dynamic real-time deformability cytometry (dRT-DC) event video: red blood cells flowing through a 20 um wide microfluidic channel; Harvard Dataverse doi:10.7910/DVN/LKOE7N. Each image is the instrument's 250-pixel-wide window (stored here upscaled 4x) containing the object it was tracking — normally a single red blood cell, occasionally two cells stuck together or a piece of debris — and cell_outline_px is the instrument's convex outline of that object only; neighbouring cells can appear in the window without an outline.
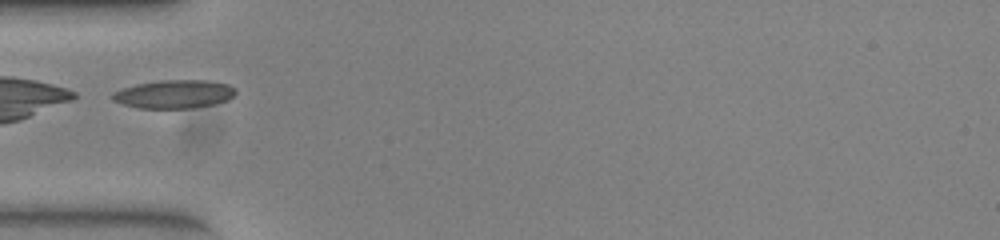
{"species": "common noctule bat (a hibernating species)", "species_latin": "Nyctalus noctula", "temperature_condition": "warm", "stored_images_in_passage": 9, "camera_frame_rate_fps": 3000, "um_per_image_px": 0.085, "animal": {"sex": "female", "body_mass_g": 23.0, "forearm_length_mm": 53.4}, "frame": {"image": 1, "passage_image": 1, "time_ms": 0.0, "image_size_px": [1000, 240], "cell_outline_px": [[236, 92], [228, 100], [212, 104], [192, 108], [136, 108], [112, 100], [108, 96], [112, 92], [136, 84], [160, 80], [208, 80], [228, 84], [236, 88]], "centroid_in_image_um": [14.78, 7.99], "position_along_channel_um": 70.2, "area_um2": 20.46}}
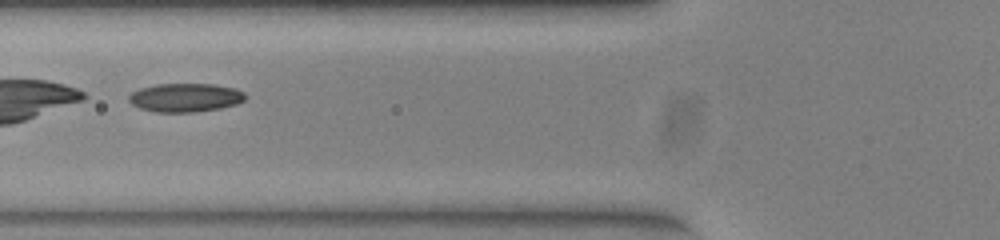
{"frame": {"image": 2, "passage_image": 4, "time_ms": 1.0, "image_size_px": [1000, 240], "cell_outline_px": [[248, 96], [244, 100], [236, 104], [220, 108], [196, 112], [156, 112], [140, 108], [132, 104], [128, 100], [128, 96], [132, 92], [140, 88], [156, 84], [212, 84], [236, 88], [244, 92]], "centroid_in_image_um": [15.76, 8.29], "position_along_channel_um": 110.0, "area_um2": 19.54}}
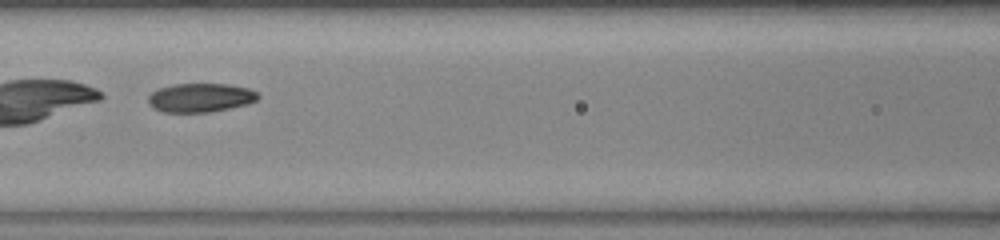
{"frame": {"image": 3, "passage_image": 7, "time_ms": 2.0, "image_size_px": [1000, 240], "cell_outline_px": [[260, 96], [256, 100], [244, 104], [228, 108], [208, 112], [164, 112], [152, 108], [148, 104], [148, 96], [152, 92], [160, 88], [172, 84], [228, 84], [248, 88], [256, 92]], "centroid_in_image_um": [16.99, 8.3], "position_along_channel_um": 149.6, "area_um2": 18.32}}